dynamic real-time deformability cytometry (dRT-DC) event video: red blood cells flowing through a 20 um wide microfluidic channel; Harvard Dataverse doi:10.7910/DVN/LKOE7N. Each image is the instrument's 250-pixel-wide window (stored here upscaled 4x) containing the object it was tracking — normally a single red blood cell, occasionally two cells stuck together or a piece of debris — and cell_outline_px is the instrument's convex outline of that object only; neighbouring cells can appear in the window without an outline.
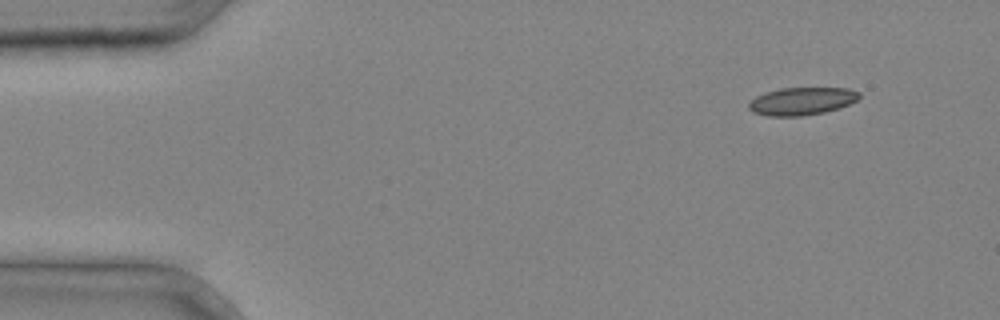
{"species": "common noctule bat (a hibernating species)", "species_latin": "Nyctalus noctula", "temperature_condition": "cold", "stored_images_in_passage": 3, "camera_frame_rate_fps": 3000, "um_per_image_px": 0.085, "animal": {"sex": "male", "body_mass_g": 20.4}, "frame": {"image": 1, "passage_image": 1, "time_ms": 0.0, "image_size_px": [1000, 320], "cell_outline_px": [[860, 96], [856, 100], [840, 108], [824, 112], [800, 116], [768, 116], [752, 112], [748, 108], [748, 104], [756, 96], [764, 92], [780, 88], [848, 88], [860, 92]], "centroid_in_image_um": [68.13, 8.59], "position_along_channel_um": 16.9, "area_um2": 17.86}}
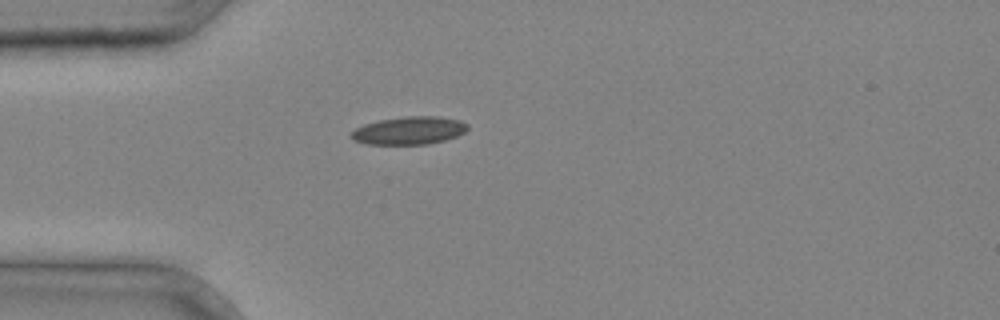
{"frame": {"image": 2, "passage_image": 3, "time_ms": 0.667, "image_size_px": [1000, 320], "cell_outline_px": [[468, 128], [464, 132], [456, 136], [444, 140], [428, 144], [368, 144], [356, 140], [352, 136], [352, 132], [356, 128], [364, 124], [380, 120], [404, 116], [440, 116], [460, 120], [468, 124]], "centroid_in_image_um": [34.82, 11.08], "position_along_channel_um": 50.2, "area_um2": 18.73}}